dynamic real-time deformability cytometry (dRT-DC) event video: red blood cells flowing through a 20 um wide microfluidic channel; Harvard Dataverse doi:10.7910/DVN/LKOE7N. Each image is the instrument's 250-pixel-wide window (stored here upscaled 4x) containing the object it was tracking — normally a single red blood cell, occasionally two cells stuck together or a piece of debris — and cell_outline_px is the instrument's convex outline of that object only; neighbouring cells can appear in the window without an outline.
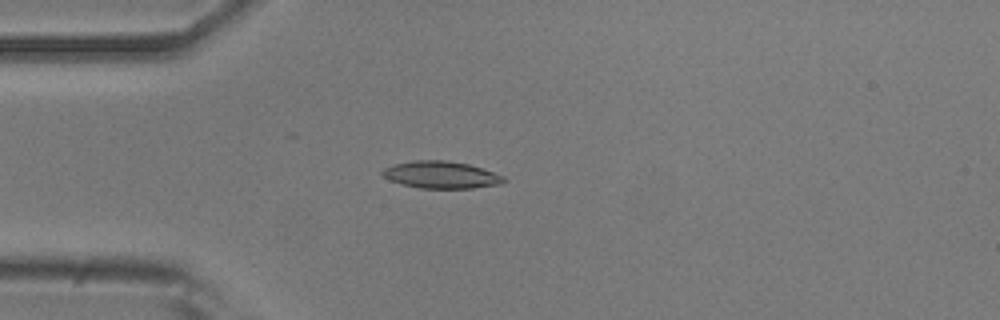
{"species": "common noctule bat (a hibernating species)", "species_latin": "Nyctalus noctula", "temperature_condition": "room temperature", "stored_images_in_passage": 53, "camera_frame_rate_fps": 3000, "um_per_image_px": 0.085, "animal": {"sex": "male", "body_mass_g": 20.5, "forearm_length_mm": 52.5}, "frame": {"image": 1, "passage_image": 14, "time_ms": 4.333, "image_size_px": [1000, 320], "cell_outline_px": [[508, 180], [504, 184], [472, 188], [420, 188], [388, 180], [380, 172], [384, 168], [396, 164], [416, 160], [448, 160], [468, 164], [504, 176]], "centroid_in_image_um": [37.53, 14.86], "position_along_channel_um": 47.5, "area_um2": 19.13}}
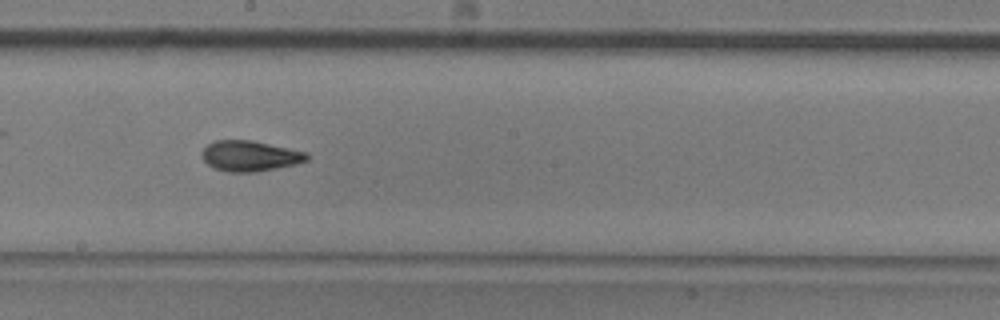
{"frame": {"image": 2, "passage_image": 29, "time_ms": 9.333, "image_size_px": [1000, 320], "cell_outline_px": [[312, 156], [308, 160], [296, 164], [256, 172], [228, 172], [216, 168], [208, 164], [200, 156], [200, 152], [208, 144], [216, 140], [252, 140], [308, 152]], "centroid_in_image_um": [21.27, 13.25], "position_along_channel_um": 226.9, "area_um2": 18.84}}
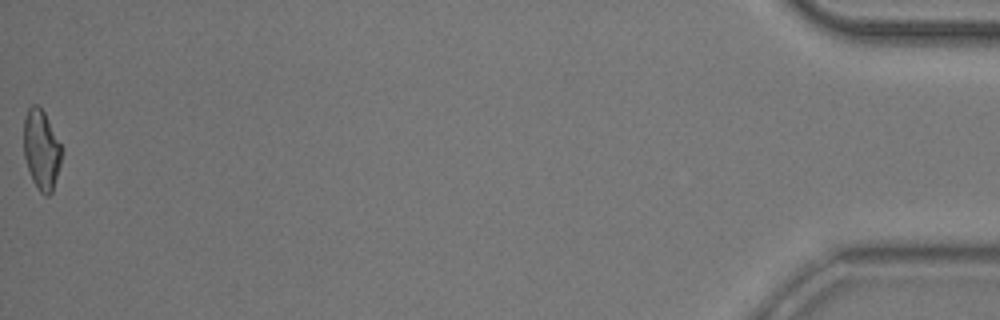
{"frame": {"image": 3, "passage_image": 53, "time_ms": 17.333, "image_size_px": [1000, 320], "cell_outline_px": [[64, 148], [60, 164], [52, 192], [48, 196], [44, 196], [40, 192], [32, 180], [24, 156], [24, 120], [28, 108], [32, 104], [36, 104], [44, 112]], "centroid_in_image_um": [3.54, 12.73], "position_along_channel_um": 431.7, "area_um2": 17.74}, "authors_computed_cell_mechanics": {"area_um2": 18.207, "velocity_mm_per_s": 3.8197, "shape_relaxation_time_tau1_ms": 4.082, "shape_relaxation_time_tau2_ms": 2.4793, "deformation_change_tau1": 0.1664, "deformation_change_tau2": 0.079}}